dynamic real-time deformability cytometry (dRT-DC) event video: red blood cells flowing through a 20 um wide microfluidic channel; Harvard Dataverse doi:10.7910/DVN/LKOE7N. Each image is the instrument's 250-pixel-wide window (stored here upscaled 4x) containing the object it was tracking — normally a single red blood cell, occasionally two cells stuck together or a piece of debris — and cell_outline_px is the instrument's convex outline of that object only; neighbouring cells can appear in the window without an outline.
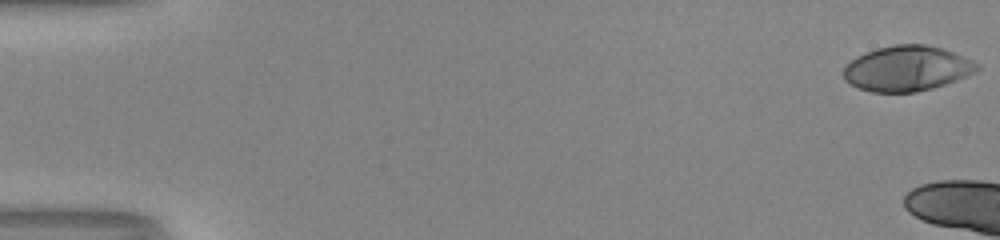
{"species": "human", "species_latin": "Homo sapiens", "temperature_condition": "room temperature", "stored_images_in_passage": 7, "camera_frame_rate_fps": 3000, "um_per_image_px": 0.085, "donor": {"sex": "male"}, "frame": {"image": 1, "passage_image": 1, "time_ms": 0.0, "image_size_px": [1000, 240], "cell_outline_px": [[980, 68], [976, 72], [956, 80], [932, 88], [916, 92], [872, 92], [860, 88], [844, 80], [844, 68], [856, 56], [876, 48], [896, 44], [924, 44], [940, 48], [964, 56], [980, 64]], "centroid_in_image_um": [77.11, 5.82], "position_along_channel_um": 7.9, "area_um2": 35.03}}